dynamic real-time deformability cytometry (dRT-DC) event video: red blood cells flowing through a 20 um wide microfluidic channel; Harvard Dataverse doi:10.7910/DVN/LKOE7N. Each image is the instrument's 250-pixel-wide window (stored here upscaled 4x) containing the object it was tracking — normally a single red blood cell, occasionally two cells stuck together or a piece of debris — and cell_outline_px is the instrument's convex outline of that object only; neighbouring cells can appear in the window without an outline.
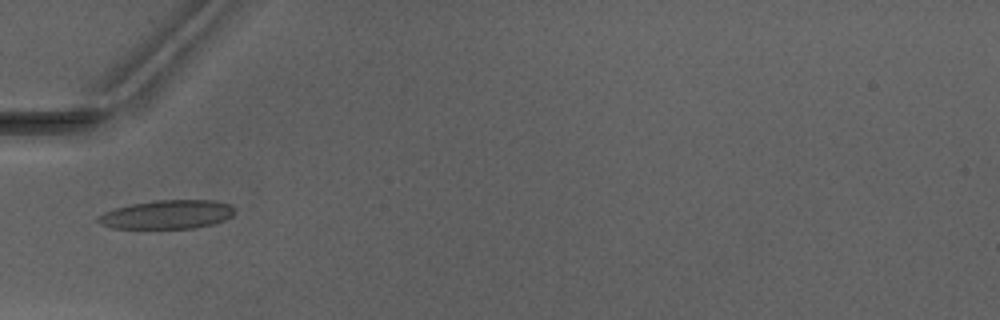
{"species": "Egyptian fruit bat (a non-hibernating species)", "species_latin": "Rousettus aegyptiacus", "temperature_condition": "warm", "stored_images_in_passage": 4, "camera_frame_rate_fps": 3000, "um_per_image_px": 0.085, "animal": {"sex": "male"}, "frame": {"image": 1, "passage_image": 4, "time_ms": 5.333, "image_size_px": [1000, 320], "cell_outline_px": [[232, 216], [224, 220], [212, 224], [196, 228], [112, 228], [100, 224], [96, 220], [104, 212], [116, 208], [132, 204], [156, 200], [216, 200], [228, 204], [232, 208]], "centroid_in_image_um": [14.19, 18.23], "position_along_channel_um": 70.8, "area_um2": 22.66}}